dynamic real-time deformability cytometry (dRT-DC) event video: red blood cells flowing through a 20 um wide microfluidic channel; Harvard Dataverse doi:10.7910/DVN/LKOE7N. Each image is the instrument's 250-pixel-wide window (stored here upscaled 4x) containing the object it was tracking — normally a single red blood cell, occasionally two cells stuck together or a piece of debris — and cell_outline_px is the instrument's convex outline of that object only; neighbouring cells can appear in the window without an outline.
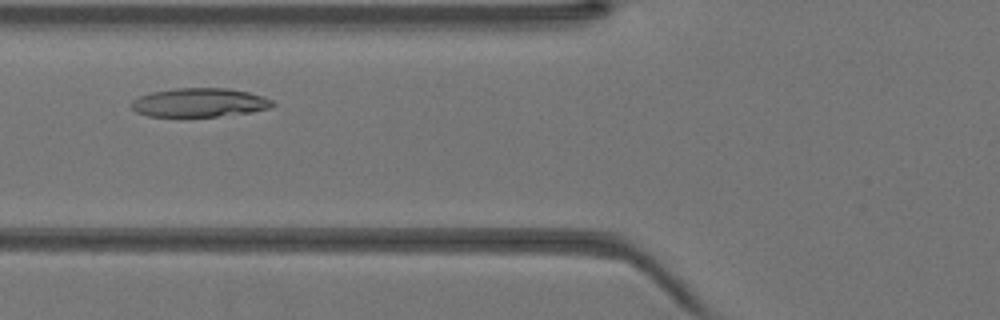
{"species": "Egyptian fruit bat (a non-hibernating species)", "species_latin": "Rousettus aegyptiacus", "temperature_condition": "warm", "stored_images_in_passage": 35, "camera_frame_rate_fps": 3000, "um_per_image_px": 0.085, "animal": {"sex": "female"}, "frame": {"image": 1, "passage_image": 8, "time_ms": 2.333, "image_size_px": [1000, 320], "cell_outline_px": [[276, 104], [272, 108], [252, 112], [216, 116], [148, 116], [136, 112], [128, 104], [132, 100], [140, 96], [152, 92], [176, 88], [228, 88], [248, 92], [264, 96], [272, 100]], "centroid_in_image_um": [16.97, 8.71], "position_along_channel_um": 108.8, "area_um2": 23.81}}
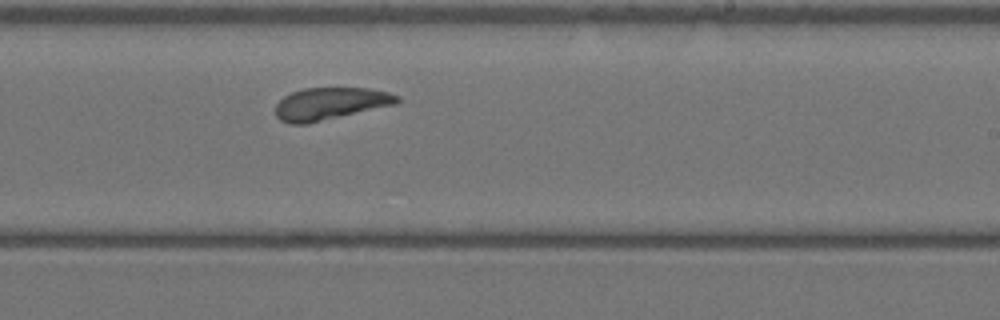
{"frame": {"image": 2, "passage_image": 18, "time_ms": 5.667, "image_size_px": [1000, 320], "cell_outline_px": [[400, 100], [396, 104], [308, 124], [292, 124], [280, 120], [276, 116], [276, 104], [284, 96], [292, 92], [304, 88], [368, 88], [388, 92], [400, 96]], "centroid_in_image_um": [28.07, 8.81], "position_along_channel_um": 260.9, "area_um2": 22.89}}
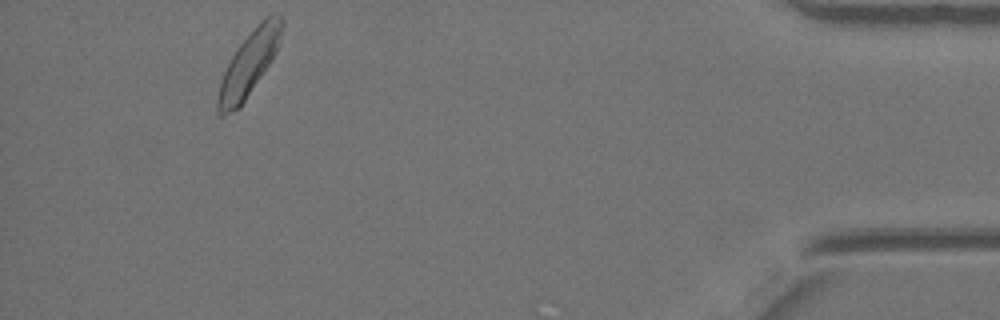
{"frame": {"image": 3, "passage_image": 32, "time_ms": 10.333, "image_size_px": [1000, 320], "cell_outline_px": [[284, 24], [280, 44], [268, 64], [240, 108], [224, 116], [216, 116], [216, 100], [220, 80], [236, 48], [260, 20], [264, 16], [272, 12], [280, 12], [284, 20]], "centroid_in_image_um": [21.16, 5.38], "position_along_channel_um": 414.0, "area_um2": 24.33}}